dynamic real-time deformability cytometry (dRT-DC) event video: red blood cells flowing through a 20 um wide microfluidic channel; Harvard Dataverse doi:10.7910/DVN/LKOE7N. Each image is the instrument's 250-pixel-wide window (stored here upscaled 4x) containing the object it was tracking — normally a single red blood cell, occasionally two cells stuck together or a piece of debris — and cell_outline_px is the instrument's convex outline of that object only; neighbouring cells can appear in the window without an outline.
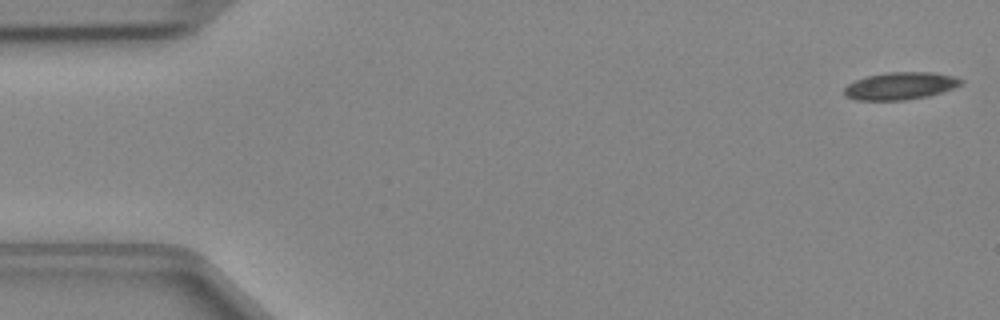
{"species": "Egyptian fruit bat (a non-hibernating species)", "species_latin": "Rousettus aegyptiacus", "temperature_condition": "cold", "stored_images_in_passage": 47, "camera_frame_rate_fps": 3000, "um_per_image_px": 0.085, "animal": {"sex": "female"}, "frame": {"image": 1, "passage_image": 1, "time_ms": 0.0, "image_size_px": [1000, 320], "cell_outline_px": [[964, 84], [928, 96], [904, 100], [856, 100], [844, 96], [844, 88], [848, 84], [856, 80], [868, 76], [888, 72], [932, 72], [952, 76], [964, 80]], "centroid_in_image_um": [76.52, 7.3], "position_along_channel_um": 8.5, "area_um2": 18.55}}
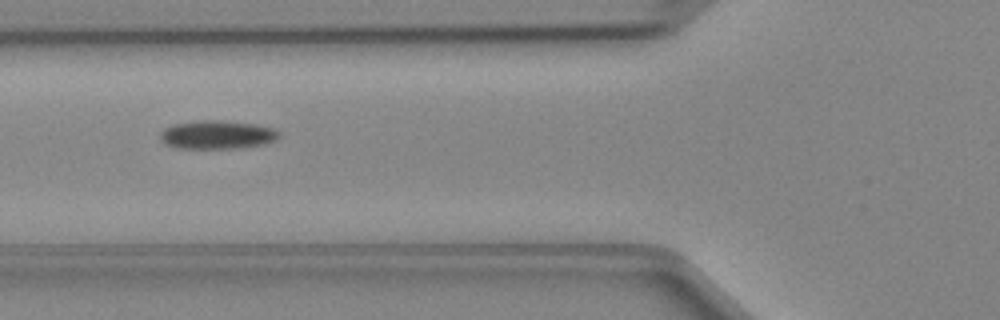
{"frame": {"image": 2, "passage_image": 17, "time_ms": 5.333, "image_size_px": [1000, 320], "cell_outline_px": [[280, 136], [276, 140], [264, 144], [240, 148], [176, 148], [164, 144], [160, 140], [160, 132], [164, 128], [172, 124], [200, 120], [220, 120], [256, 124], [272, 128], [280, 132]], "centroid_in_image_um": [18.44, 11.45], "position_along_channel_um": 107.4, "area_um2": 19.94}}
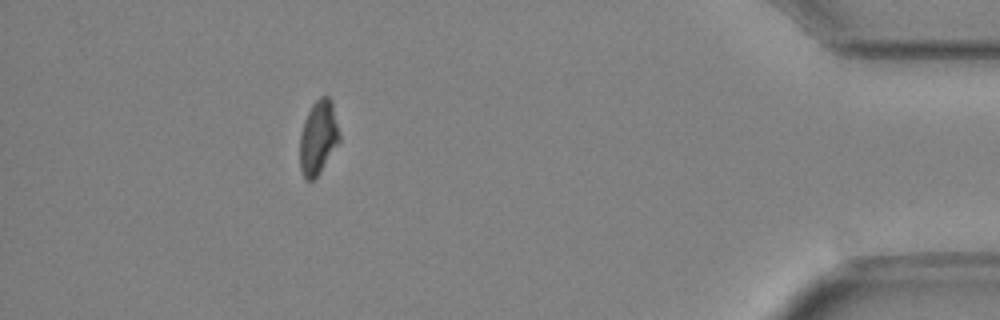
{"frame": {"image": 3, "passage_image": 42, "time_ms": 13.667, "image_size_px": [1000, 320], "cell_outline_px": [[340, 140], [320, 172], [312, 180], [308, 180], [304, 176], [300, 168], [300, 136], [304, 120], [312, 104], [320, 96], [328, 96], [332, 100], [340, 136]], "centroid_in_image_um": [27.05, 11.65], "position_along_channel_um": 408.1, "area_um2": 16.88}}